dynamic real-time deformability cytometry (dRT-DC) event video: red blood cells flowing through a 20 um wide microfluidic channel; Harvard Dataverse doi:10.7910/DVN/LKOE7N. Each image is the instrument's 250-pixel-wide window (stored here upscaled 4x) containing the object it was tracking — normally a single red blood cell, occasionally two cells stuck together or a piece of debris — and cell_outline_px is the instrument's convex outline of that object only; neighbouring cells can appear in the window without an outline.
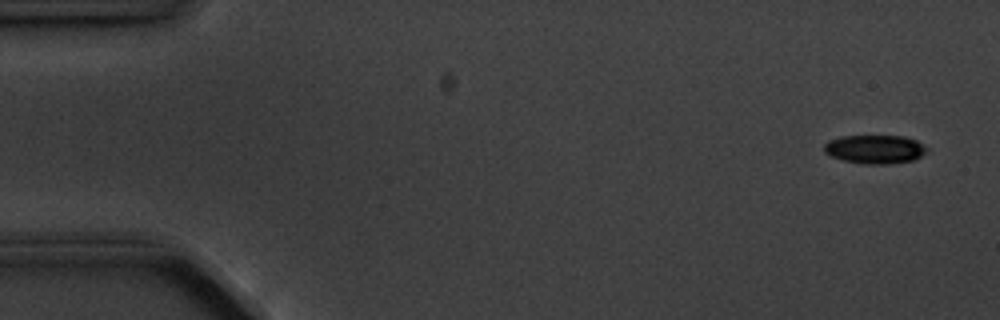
{"species": "common noctule bat (a hibernating species)", "species_latin": "Nyctalus noctula", "temperature_condition": "cold", "stored_images_in_passage": 6, "camera_frame_rate_fps": 3000, "um_per_image_px": 0.085, "animal": {"sex": "male", "body_mass_g": 20.1, "forearm_length_mm": 53.5}, "frame": {"image": 1, "passage_image": 1, "time_ms": 0.0, "image_size_px": [1000, 320], "cell_outline_px": [[928, 148], [920, 156], [912, 160], [888, 164], [864, 164], [844, 160], [832, 156], [824, 152], [824, 144], [828, 140], [840, 136], [904, 136], [916, 140]], "centroid_in_image_um": [74.34, 12.67], "position_along_channel_um": 10.7, "area_um2": 17.05}}
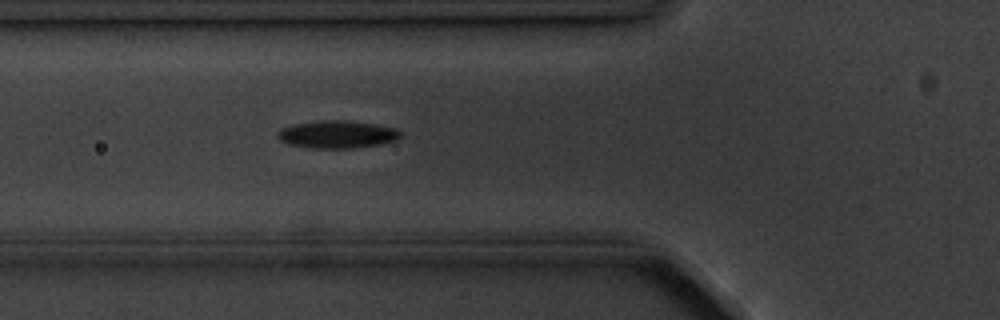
{"frame": {"image": 2, "passage_image": 6, "time_ms": 5.667, "image_size_px": [1000, 320], "cell_outline_px": [[400, 136], [396, 140], [380, 144], [352, 148], [308, 148], [288, 144], [280, 140], [276, 136], [284, 128], [296, 124], [320, 120], [344, 120], [372, 124], [396, 128], [400, 132]], "centroid_in_image_um": [28.66, 11.43], "position_along_channel_um": 97.1, "area_um2": 19.48}}